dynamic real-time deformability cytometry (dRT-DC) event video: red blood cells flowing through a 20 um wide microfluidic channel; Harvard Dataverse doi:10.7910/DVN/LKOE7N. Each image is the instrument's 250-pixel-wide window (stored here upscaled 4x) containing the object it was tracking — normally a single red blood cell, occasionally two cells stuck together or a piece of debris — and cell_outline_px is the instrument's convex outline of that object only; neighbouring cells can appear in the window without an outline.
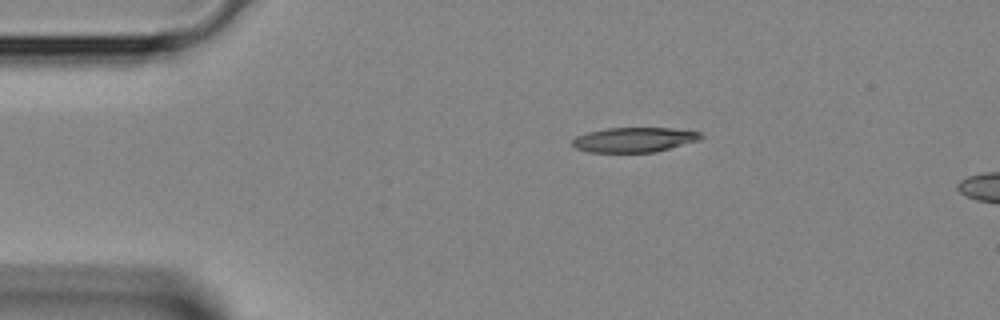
{"species": "Egyptian fruit bat (a non-hibernating species)", "species_latin": "Rousettus aegyptiacus", "temperature_condition": "room temperature", "stored_images_in_passage": 2, "camera_frame_rate_fps": 3000, "um_per_image_px": 0.085, "animal": {"sex": "female"}, "frame": {"image": 1, "passage_image": 1, "time_ms": 0.0, "image_size_px": [1000, 320], "cell_outline_px": [[704, 136], [700, 140], [656, 152], [588, 152], [576, 148], [572, 144], [572, 140], [576, 136], [588, 132], [608, 128], [672, 128], [700, 132]], "centroid_in_image_um": [53.92, 11.88], "position_along_channel_um": 31.1, "area_um2": 18.55}}